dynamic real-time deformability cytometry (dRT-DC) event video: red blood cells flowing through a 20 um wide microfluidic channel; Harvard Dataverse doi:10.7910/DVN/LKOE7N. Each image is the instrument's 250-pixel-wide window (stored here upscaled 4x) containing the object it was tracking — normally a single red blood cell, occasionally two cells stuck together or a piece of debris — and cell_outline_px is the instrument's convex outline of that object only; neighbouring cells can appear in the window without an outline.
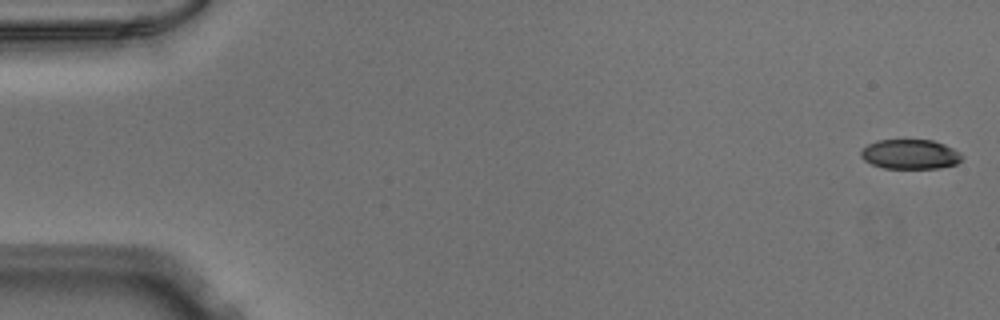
{"species": "Egyptian fruit bat (a non-hibernating species)", "species_latin": "Rousettus aegyptiacus", "temperature_condition": "warm", "stored_images_in_passage": 52, "camera_frame_rate_fps": 3000, "um_per_image_px": 0.085, "animal": {"sex": "male"}, "frame": {"image": 1, "passage_image": 1, "time_ms": 0.0, "image_size_px": [1000, 320], "cell_outline_px": [[964, 156], [956, 164], [940, 168], [884, 168], [872, 164], [864, 160], [860, 156], [860, 152], [868, 144], [876, 140], [932, 140], [944, 144], [960, 152]], "centroid_in_image_um": [77.37, 13.11], "position_along_channel_um": 7.6, "area_um2": 17.46}}
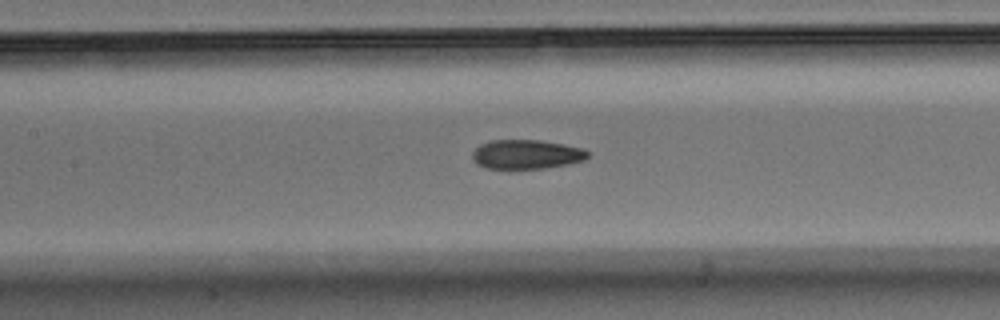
{"frame": {"image": 2, "passage_image": 24, "time_ms": 7.667, "image_size_px": [1000, 320], "cell_outline_px": [[588, 156], [584, 160], [568, 164], [544, 168], [508, 172], [484, 168], [476, 164], [472, 160], [472, 152], [480, 144], [488, 140], [540, 140], [564, 144], [584, 148], [588, 152]], "centroid_in_image_um": [44.67, 13.16], "position_along_channel_um": 162.7, "area_um2": 20.63}}
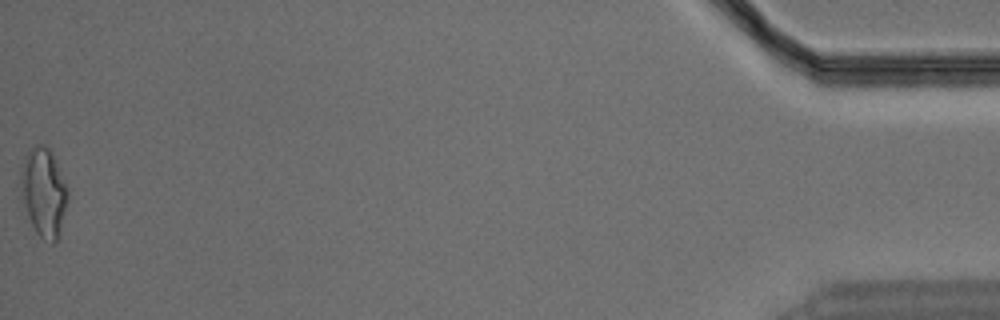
{"frame": {"image": 3, "passage_image": 52, "time_ms": 17.0, "image_size_px": [1000, 320], "cell_outline_px": [[68, 200], [60, 232], [56, 240], [52, 244], [40, 236], [36, 232], [20, 200], [20, 168], [24, 156], [36, 144], [44, 144], [48, 148], [68, 188]], "centroid_in_image_um": [3.68, 16.35], "position_along_channel_um": 431.5, "area_um2": 24.33}}